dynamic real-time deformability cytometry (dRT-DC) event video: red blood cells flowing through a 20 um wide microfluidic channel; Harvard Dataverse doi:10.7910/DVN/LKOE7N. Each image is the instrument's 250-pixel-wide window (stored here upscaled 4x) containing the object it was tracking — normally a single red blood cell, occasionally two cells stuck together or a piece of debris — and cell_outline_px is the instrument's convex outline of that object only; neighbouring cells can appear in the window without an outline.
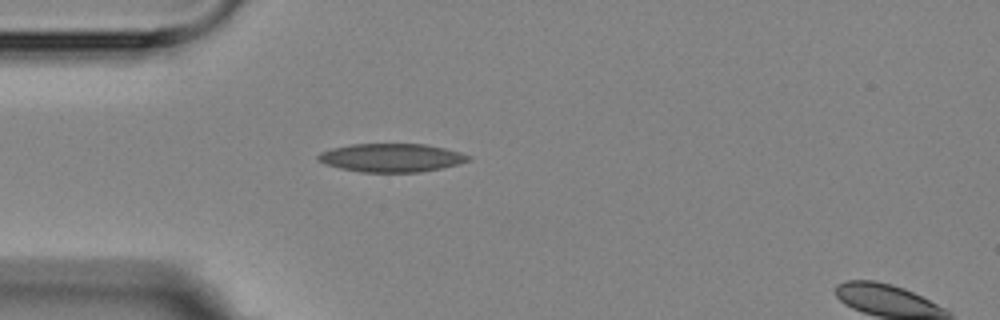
{"species": "Egyptian fruit bat (a non-hibernating species)", "species_latin": "Rousettus aegyptiacus", "temperature_condition": "room temperature", "stored_images_in_passage": 2, "segment_of_instrument_passage": [1, 2], "camera_frame_rate_fps": 3000, "um_per_image_px": 0.085, "animal": {"sex": "female"}, "frame": {"image": 1, "passage_image": 1, "time_ms": 0.0, "image_size_px": [1000, 320], "cell_outline_px": [[472, 160], [440, 168], [420, 172], [360, 172], [340, 168], [324, 164], [316, 156], [320, 152], [332, 148], [352, 144], [424, 144], [444, 148], [460, 152], [472, 156]], "centroid_in_image_um": [33.27, 13.41], "position_along_channel_um": 51.7, "area_um2": 24.8}}